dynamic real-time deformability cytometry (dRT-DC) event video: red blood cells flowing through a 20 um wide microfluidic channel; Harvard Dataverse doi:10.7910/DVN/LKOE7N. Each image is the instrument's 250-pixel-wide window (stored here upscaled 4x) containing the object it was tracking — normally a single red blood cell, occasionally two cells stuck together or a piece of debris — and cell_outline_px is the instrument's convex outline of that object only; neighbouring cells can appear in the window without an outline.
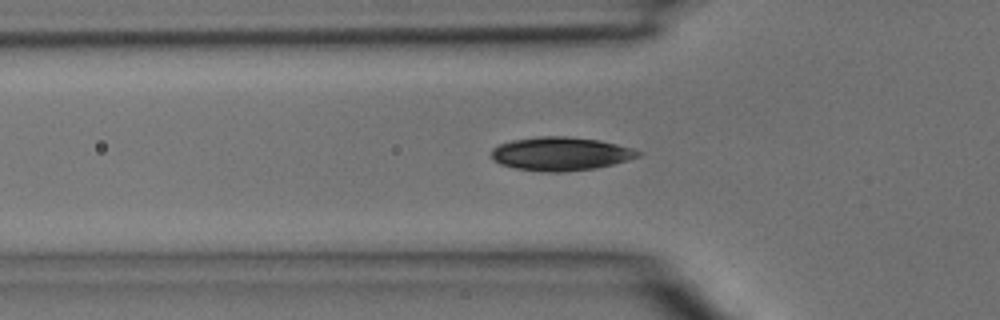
{"species": "common noctule bat (a hibernating species)", "species_latin": "Nyctalus noctula", "temperature_condition": "room temperature", "stored_images_in_passage": 4, "camera_frame_rate_fps": 3000, "um_per_image_px": 0.085, "animal": {"sex": "male", "body_mass_g": 15.6}, "frame": {"image": 1, "passage_image": 4, "time_ms": 1.0, "image_size_px": [1000, 320], "cell_outline_px": [[644, 152], [640, 156], [628, 160], [596, 168], [560, 172], [548, 172], [516, 168], [500, 164], [492, 160], [492, 148], [500, 144], [512, 140], [540, 136], [568, 136], [600, 140], [632, 148]], "centroid_in_image_um": [47.67, 13.06], "position_along_channel_um": 78.1, "area_um2": 28.67}}